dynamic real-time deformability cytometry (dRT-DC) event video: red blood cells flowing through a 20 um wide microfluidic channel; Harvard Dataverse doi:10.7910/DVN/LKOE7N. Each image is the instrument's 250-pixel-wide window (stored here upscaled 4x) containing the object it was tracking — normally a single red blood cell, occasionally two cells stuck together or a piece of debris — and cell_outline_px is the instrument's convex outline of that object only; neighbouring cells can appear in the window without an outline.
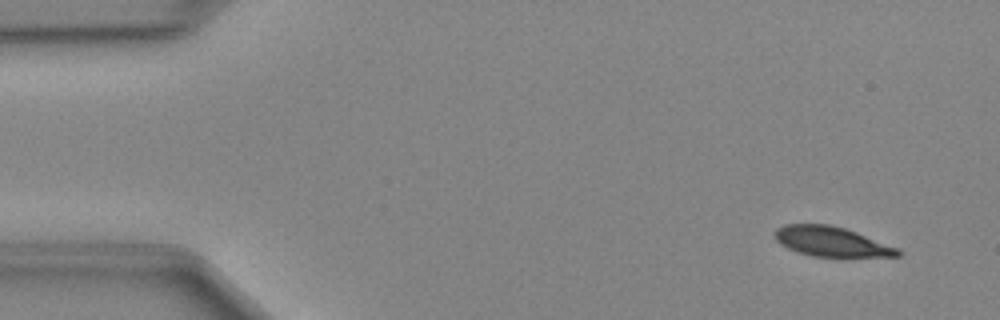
{"species": "Egyptian fruit bat (a non-hibernating species)", "species_latin": "Rousettus aegyptiacus", "temperature_condition": "cold", "stored_images_in_passage": 49, "camera_frame_rate_fps": 3000, "um_per_image_px": 0.085, "animal": {"sex": "female"}, "frame": {"image": 1, "passage_image": 4, "time_ms": 1.0, "image_size_px": [1000, 320], "cell_outline_px": [[904, 252], [900, 256], [812, 256], [788, 248], [780, 244], [776, 240], [776, 228], [784, 224], [828, 224], [844, 228], [856, 232], [900, 248]], "centroid_in_image_um": [70.71, 20.53], "position_along_channel_um": 14.3, "area_um2": 21.15}}
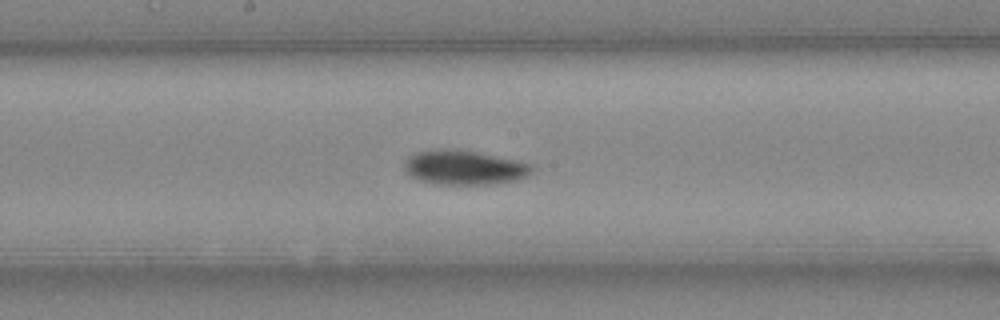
{"frame": {"image": 2, "passage_image": 26, "time_ms": 8.333, "image_size_px": [1000, 320], "cell_outline_px": [[536, 168], [528, 176], [516, 180], [496, 184], [432, 184], [420, 180], [412, 176], [404, 168], [404, 164], [408, 156], [420, 152], [440, 148], [448, 148], [476, 152], [520, 160], [532, 164]], "centroid_in_image_um": [39.53, 14.24], "position_along_channel_um": 208.7, "area_um2": 25.78}}
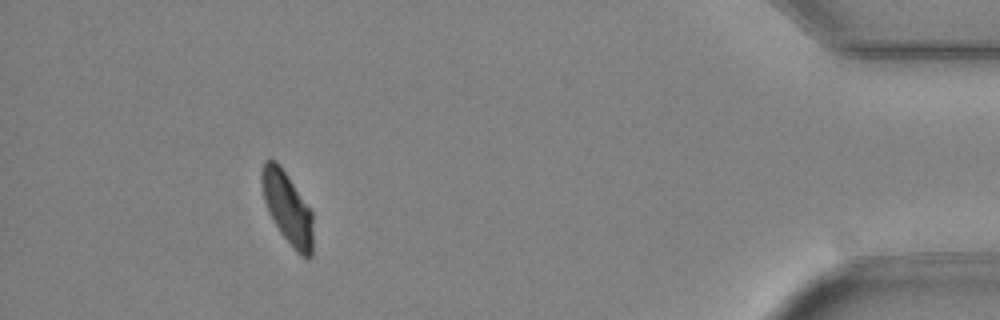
{"frame": {"image": 3, "passage_image": 45, "time_ms": 14.667, "image_size_px": [1000, 320], "cell_outline_px": [[312, 256], [308, 260], [300, 256], [292, 248], [280, 232], [268, 212], [264, 200], [260, 180], [260, 172], [264, 160], [276, 160], [280, 164], [312, 212]], "centroid_in_image_um": [24.41, 17.68], "position_along_channel_um": 410.8, "area_um2": 21.62}}